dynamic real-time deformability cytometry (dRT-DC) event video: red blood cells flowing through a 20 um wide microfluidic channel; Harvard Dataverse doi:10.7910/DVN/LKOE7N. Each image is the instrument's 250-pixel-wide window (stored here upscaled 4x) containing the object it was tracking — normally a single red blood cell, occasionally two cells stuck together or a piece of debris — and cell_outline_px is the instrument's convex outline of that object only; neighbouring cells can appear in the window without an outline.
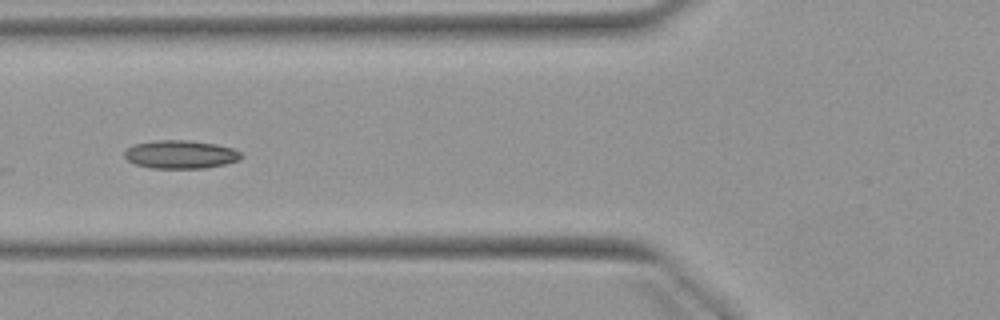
{"species": "Egyptian fruit bat (a non-hibernating species)", "species_latin": "Rousettus aegyptiacus", "temperature_condition": "warm", "stored_images_in_passage": 6, "camera_frame_rate_fps": 3000, "um_per_image_px": 0.085, "animal": {"sex": "female"}, "frame": {"image": 1, "passage_image": 5, "time_ms": 5.667, "image_size_px": [1000, 320], "cell_outline_px": [[244, 156], [240, 160], [224, 164], [204, 168], [152, 168], [136, 164], [128, 160], [124, 156], [124, 152], [132, 144], [156, 140], [188, 140], [216, 144], [232, 148], [240, 152]], "centroid_in_image_um": [15.35, 13.12], "position_along_channel_um": 110.4, "area_um2": 19.25}}